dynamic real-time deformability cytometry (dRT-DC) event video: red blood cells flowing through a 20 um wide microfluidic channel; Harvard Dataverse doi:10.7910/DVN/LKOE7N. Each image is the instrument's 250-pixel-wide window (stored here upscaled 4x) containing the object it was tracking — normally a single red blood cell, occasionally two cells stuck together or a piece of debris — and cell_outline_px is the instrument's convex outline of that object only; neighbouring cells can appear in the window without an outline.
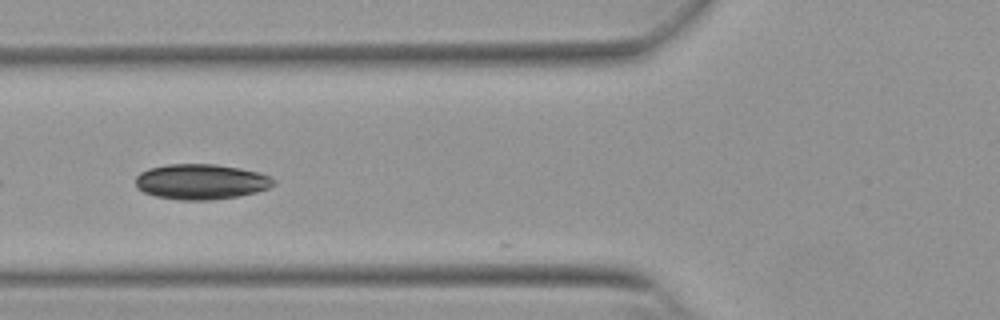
{"species": "Egyptian fruit bat (a non-hibernating species)", "species_latin": "Rousettus aegyptiacus", "temperature_condition": "warm", "stored_images_in_passage": 25, "camera_frame_rate_fps": 3000, "um_per_image_px": 0.085, "animal": {"sex": "female"}, "frame": {"image": 1, "passage_image": 6, "time_ms": 1.667, "image_size_px": [1000, 320], "cell_outline_px": [[276, 184], [268, 188], [256, 192], [240, 196], [208, 200], [180, 200], [156, 196], [144, 192], [136, 188], [136, 176], [140, 172], [148, 168], [168, 164], [216, 164], [240, 168], [260, 172], [272, 176], [276, 180]], "centroid_in_image_um": [17.12, 15.44], "position_along_channel_um": 108.7, "area_um2": 28.73}}